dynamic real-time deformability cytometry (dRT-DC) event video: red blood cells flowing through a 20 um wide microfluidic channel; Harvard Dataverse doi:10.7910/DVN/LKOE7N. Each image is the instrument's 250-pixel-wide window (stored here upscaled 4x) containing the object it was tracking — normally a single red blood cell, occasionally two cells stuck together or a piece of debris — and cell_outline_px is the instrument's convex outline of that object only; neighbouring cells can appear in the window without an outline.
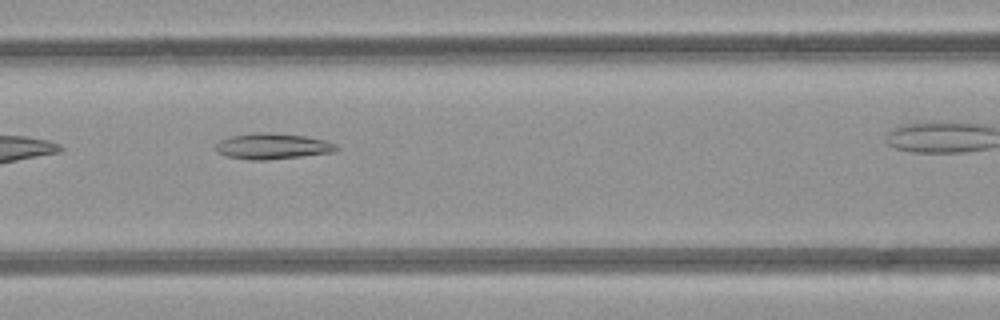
{"species": "common noctule bat (a hibernating species)", "species_latin": "Nyctalus noctula", "temperature_condition": "room temperature", "stored_images_in_passage": 8, "camera_frame_rate_fps": 3000, "um_per_image_px": 0.085, "animal": {"sex": "female", "body_mass_g": 21.9}, "frame": {"image": 1, "passage_image": 4, "time_ms": 3.333, "image_size_px": [1000, 320], "cell_outline_px": [[340, 148], [332, 152], [300, 156], [264, 160], [252, 160], [224, 156], [216, 148], [216, 144], [220, 140], [232, 136], [256, 132], [304, 136], [324, 140], [336, 144]], "centroid_in_image_um": [23.15, 12.43], "position_along_channel_um": 143.4, "area_um2": 17.74}}
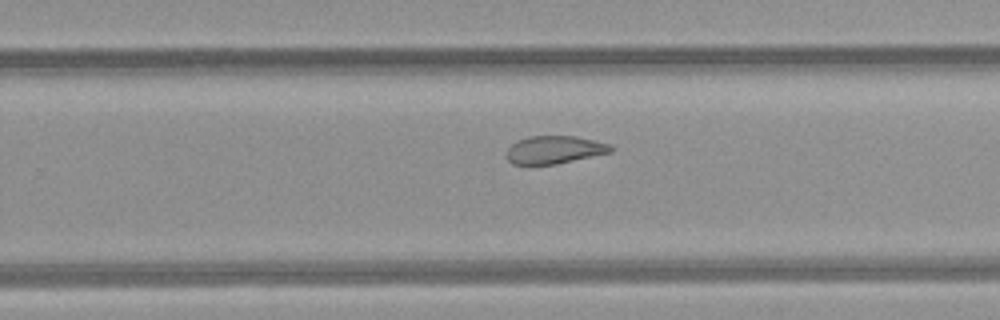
{"frame": {"image": 2, "passage_image": 8, "time_ms": 8.0, "image_size_px": [1000, 320], "cell_outline_px": [[612, 152], [556, 164], [512, 164], [508, 160], [508, 148], [516, 140], [528, 136], [576, 136], [608, 144], [612, 148]], "centroid_in_image_um": [47.1, 12.72], "position_along_channel_um": 282.7, "area_um2": 16.7}}